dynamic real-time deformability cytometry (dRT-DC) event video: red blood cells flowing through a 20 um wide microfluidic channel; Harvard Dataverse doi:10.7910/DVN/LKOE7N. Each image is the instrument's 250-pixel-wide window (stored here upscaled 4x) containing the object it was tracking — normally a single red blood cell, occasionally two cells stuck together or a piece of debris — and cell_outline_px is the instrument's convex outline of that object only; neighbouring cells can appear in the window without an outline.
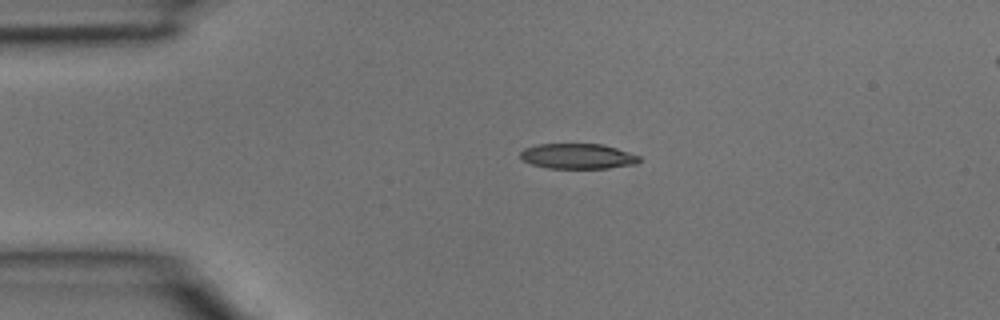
{"species": "common noctule bat (a hibernating species)", "species_latin": "Nyctalus noctula", "temperature_condition": "room temperature", "stored_images_in_passage": 4, "segment_of_instrument_passage": [1, 2], "camera_frame_rate_fps": 3000, "um_per_image_px": 0.085, "animal": {"sex": "male", "body_mass_g": 15.6}, "frame": {"image": 1, "passage_image": 2, "time_ms": 0.333, "image_size_px": [1000, 320], "cell_outline_px": [[640, 160], [636, 164], [608, 168], [548, 168], [532, 164], [524, 160], [520, 156], [520, 152], [524, 148], [536, 144], [600, 144], [616, 148], [640, 156]], "centroid_in_image_um": [49.1, 13.28], "position_along_channel_um": 35.9, "area_um2": 17.4}}